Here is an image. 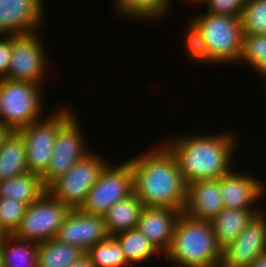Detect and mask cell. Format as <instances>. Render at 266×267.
Listing matches in <instances>:
<instances>
[{"label":"cell","mask_w":266,"mask_h":267,"mask_svg":"<svg viewBox=\"0 0 266 267\" xmlns=\"http://www.w3.org/2000/svg\"><path fill=\"white\" fill-rule=\"evenodd\" d=\"M158 145L129 158L133 193L144 207H169L182 211L187 184L174 155L163 143Z\"/></svg>","instance_id":"cell-1"},{"label":"cell","mask_w":266,"mask_h":267,"mask_svg":"<svg viewBox=\"0 0 266 267\" xmlns=\"http://www.w3.org/2000/svg\"><path fill=\"white\" fill-rule=\"evenodd\" d=\"M179 137V138H178ZM163 144L176 158L186 184L219 179L232 171L238 135L232 131L204 135L187 134Z\"/></svg>","instance_id":"cell-2"},{"label":"cell","mask_w":266,"mask_h":267,"mask_svg":"<svg viewBox=\"0 0 266 267\" xmlns=\"http://www.w3.org/2000/svg\"><path fill=\"white\" fill-rule=\"evenodd\" d=\"M173 267H217L221 248L210 221L198 220L181 213L169 249L163 255Z\"/></svg>","instance_id":"cell-3"},{"label":"cell","mask_w":266,"mask_h":267,"mask_svg":"<svg viewBox=\"0 0 266 267\" xmlns=\"http://www.w3.org/2000/svg\"><path fill=\"white\" fill-rule=\"evenodd\" d=\"M190 19L201 31L211 61L216 64L238 63L243 42L240 16L202 12Z\"/></svg>","instance_id":"cell-4"},{"label":"cell","mask_w":266,"mask_h":267,"mask_svg":"<svg viewBox=\"0 0 266 267\" xmlns=\"http://www.w3.org/2000/svg\"><path fill=\"white\" fill-rule=\"evenodd\" d=\"M42 91L41 85L31 82L0 79L1 123L18 131L42 119L45 110Z\"/></svg>","instance_id":"cell-5"},{"label":"cell","mask_w":266,"mask_h":267,"mask_svg":"<svg viewBox=\"0 0 266 267\" xmlns=\"http://www.w3.org/2000/svg\"><path fill=\"white\" fill-rule=\"evenodd\" d=\"M57 111L18 130L26 146L27 168L31 173L42 175L47 170L57 132L74 114L64 106Z\"/></svg>","instance_id":"cell-6"},{"label":"cell","mask_w":266,"mask_h":267,"mask_svg":"<svg viewBox=\"0 0 266 267\" xmlns=\"http://www.w3.org/2000/svg\"><path fill=\"white\" fill-rule=\"evenodd\" d=\"M95 151L76 162L64 175L53 181L47 192L71 209H79L85 202L90 189L110 163Z\"/></svg>","instance_id":"cell-7"},{"label":"cell","mask_w":266,"mask_h":267,"mask_svg":"<svg viewBox=\"0 0 266 267\" xmlns=\"http://www.w3.org/2000/svg\"><path fill=\"white\" fill-rule=\"evenodd\" d=\"M71 208L45 192L38 200L27 206L16 238L41 244L54 239Z\"/></svg>","instance_id":"cell-8"},{"label":"cell","mask_w":266,"mask_h":267,"mask_svg":"<svg viewBox=\"0 0 266 267\" xmlns=\"http://www.w3.org/2000/svg\"><path fill=\"white\" fill-rule=\"evenodd\" d=\"M132 193L133 172L130 162L126 160L118 166L109 163L79 209L90 215L104 216L113 205Z\"/></svg>","instance_id":"cell-9"},{"label":"cell","mask_w":266,"mask_h":267,"mask_svg":"<svg viewBox=\"0 0 266 267\" xmlns=\"http://www.w3.org/2000/svg\"><path fill=\"white\" fill-rule=\"evenodd\" d=\"M41 42L37 32L11 35V61L5 79L44 84L48 59Z\"/></svg>","instance_id":"cell-10"},{"label":"cell","mask_w":266,"mask_h":267,"mask_svg":"<svg viewBox=\"0 0 266 267\" xmlns=\"http://www.w3.org/2000/svg\"><path fill=\"white\" fill-rule=\"evenodd\" d=\"M74 114L57 132L53 154L47 170L41 175L47 188L64 175L76 162L86 157L91 150L85 144L81 126Z\"/></svg>","instance_id":"cell-11"},{"label":"cell","mask_w":266,"mask_h":267,"mask_svg":"<svg viewBox=\"0 0 266 267\" xmlns=\"http://www.w3.org/2000/svg\"><path fill=\"white\" fill-rule=\"evenodd\" d=\"M266 253V209L256 214L237 239L221 249V267H249Z\"/></svg>","instance_id":"cell-12"},{"label":"cell","mask_w":266,"mask_h":267,"mask_svg":"<svg viewBox=\"0 0 266 267\" xmlns=\"http://www.w3.org/2000/svg\"><path fill=\"white\" fill-rule=\"evenodd\" d=\"M108 236L103 216L90 215L80 209H71L55 238L76 246L86 253Z\"/></svg>","instance_id":"cell-13"},{"label":"cell","mask_w":266,"mask_h":267,"mask_svg":"<svg viewBox=\"0 0 266 267\" xmlns=\"http://www.w3.org/2000/svg\"><path fill=\"white\" fill-rule=\"evenodd\" d=\"M253 176L249 173L232 170L218 179L219 191L225 208L244 210H264L266 208L263 206L264 204L259 206L260 200L264 198L262 196L266 193L265 184L257 176ZM255 204L258 205L255 206Z\"/></svg>","instance_id":"cell-14"},{"label":"cell","mask_w":266,"mask_h":267,"mask_svg":"<svg viewBox=\"0 0 266 267\" xmlns=\"http://www.w3.org/2000/svg\"><path fill=\"white\" fill-rule=\"evenodd\" d=\"M44 0H0V35L37 32L44 23Z\"/></svg>","instance_id":"cell-15"},{"label":"cell","mask_w":266,"mask_h":267,"mask_svg":"<svg viewBox=\"0 0 266 267\" xmlns=\"http://www.w3.org/2000/svg\"><path fill=\"white\" fill-rule=\"evenodd\" d=\"M223 208L218 179L197 180L187 184L183 214L211 221Z\"/></svg>","instance_id":"cell-16"},{"label":"cell","mask_w":266,"mask_h":267,"mask_svg":"<svg viewBox=\"0 0 266 267\" xmlns=\"http://www.w3.org/2000/svg\"><path fill=\"white\" fill-rule=\"evenodd\" d=\"M181 210L169 207H144L137 229L164 255L170 247Z\"/></svg>","instance_id":"cell-17"},{"label":"cell","mask_w":266,"mask_h":267,"mask_svg":"<svg viewBox=\"0 0 266 267\" xmlns=\"http://www.w3.org/2000/svg\"><path fill=\"white\" fill-rule=\"evenodd\" d=\"M263 210L223 208L210 222L218 246L222 249L234 242L252 218Z\"/></svg>","instance_id":"cell-18"},{"label":"cell","mask_w":266,"mask_h":267,"mask_svg":"<svg viewBox=\"0 0 266 267\" xmlns=\"http://www.w3.org/2000/svg\"><path fill=\"white\" fill-rule=\"evenodd\" d=\"M27 172L24 140L18 131H11L0 146V181Z\"/></svg>","instance_id":"cell-19"},{"label":"cell","mask_w":266,"mask_h":267,"mask_svg":"<svg viewBox=\"0 0 266 267\" xmlns=\"http://www.w3.org/2000/svg\"><path fill=\"white\" fill-rule=\"evenodd\" d=\"M143 208L134 193L113 205L103 216L109 236L136 228Z\"/></svg>","instance_id":"cell-20"},{"label":"cell","mask_w":266,"mask_h":267,"mask_svg":"<svg viewBox=\"0 0 266 267\" xmlns=\"http://www.w3.org/2000/svg\"><path fill=\"white\" fill-rule=\"evenodd\" d=\"M47 188L40 174L27 172L23 175L0 181V198H10L30 205L38 200Z\"/></svg>","instance_id":"cell-21"},{"label":"cell","mask_w":266,"mask_h":267,"mask_svg":"<svg viewBox=\"0 0 266 267\" xmlns=\"http://www.w3.org/2000/svg\"><path fill=\"white\" fill-rule=\"evenodd\" d=\"M85 253L56 238L38 244L37 267H70Z\"/></svg>","instance_id":"cell-22"},{"label":"cell","mask_w":266,"mask_h":267,"mask_svg":"<svg viewBox=\"0 0 266 267\" xmlns=\"http://www.w3.org/2000/svg\"><path fill=\"white\" fill-rule=\"evenodd\" d=\"M3 267H37L38 244L4 235L1 241Z\"/></svg>","instance_id":"cell-23"},{"label":"cell","mask_w":266,"mask_h":267,"mask_svg":"<svg viewBox=\"0 0 266 267\" xmlns=\"http://www.w3.org/2000/svg\"><path fill=\"white\" fill-rule=\"evenodd\" d=\"M114 237L120 243L126 260L130 265H139L142 262L147 263L154 255L162 256L149 239L137 228L117 233Z\"/></svg>","instance_id":"cell-24"},{"label":"cell","mask_w":266,"mask_h":267,"mask_svg":"<svg viewBox=\"0 0 266 267\" xmlns=\"http://www.w3.org/2000/svg\"><path fill=\"white\" fill-rule=\"evenodd\" d=\"M170 0H115L117 12L131 19H139L140 21H148L160 19L161 16L168 14L171 8ZM142 19V20H141Z\"/></svg>","instance_id":"cell-25"},{"label":"cell","mask_w":266,"mask_h":267,"mask_svg":"<svg viewBox=\"0 0 266 267\" xmlns=\"http://www.w3.org/2000/svg\"><path fill=\"white\" fill-rule=\"evenodd\" d=\"M94 267H125L130 265L114 236H108L85 253Z\"/></svg>","instance_id":"cell-26"},{"label":"cell","mask_w":266,"mask_h":267,"mask_svg":"<svg viewBox=\"0 0 266 267\" xmlns=\"http://www.w3.org/2000/svg\"><path fill=\"white\" fill-rule=\"evenodd\" d=\"M247 63L266 81V35L243 34L242 52L237 64ZM266 84V82H265Z\"/></svg>","instance_id":"cell-27"},{"label":"cell","mask_w":266,"mask_h":267,"mask_svg":"<svg viewBox=\"0 0 266 267\" xmlns=\"http://www.w3.org/2000/svg\"><path fill=\"white\" fill-rule=\"evenodd\" d=\"M240 18L243 34L266 35V0H248Z\"/></svg>","instance_id":"cell-28"},{"label":"cell","mask_w":266,"mask_h":267,"mask_svg":"<svg viewBox=\"0 0 266 267\" xmlns=\"http://www.w3.org/2000/svg\"><path fill=\"white\" fill-rule=\"evenodd\" d=\"M27 204L10 198H0V230L13 235L25 215Z\"/></svg>","instance_id":"cell-29"},{"label":"cell","mask_w":266,"mask_h":267,"mask_svg":"<svg viewBox=\"0 0 266 267\" xmlns=\"http://www.w3.org/2000/svg\"><path fill=\"white\" fill-rule=\"evenodd\" d=\"M184 31L186 33L184 36L185 38H183V44L185 45L183 48H185L184 52L187 54L188 59L191 60V62L194 61L198 64H213L206 50L201 31L198 29V27L190 20L187 23V28H185Z\"/></svg>","instance_id":"cell-30"},{"label":"cell","mask_w":266,"mask_h":267,"mask_svg":"<svg viewBox=\"0 0 266 267\" xmlns=\"http://www.w3.org/2000/svg\"><path fill=\"white\" fill-rule=\"evenodd\" d=\"M248 0H206L207 11L204 13L227 16H241Z\"/></svg>","instance_id":"cell-31"},{"label":"cell","mask_w":266,"mask_h":267,"mask_svg":"<svg viewBox=\"0 0 266 267\" xmlns=\"http://www.w3.org/2000/svg\"><path fill=\"white\" fill-rule=\"evenodd\" d=\"M11 61V35H0V79L7 77Z\"/></svg>","instance_id":"cell-32"},{"label":"cell","mask_w":266,"mask_h":267,"mask_svg":"<svg viewBox=\"0 0 266 267\" xmlns=\"http://www.w3.org/2000/svg\"><path fill=\"white\" fill-rule=\"evenodd\" d=\"M70 267H94L91 263L90 258L84 254L82 257H80L74 264H72Z\"/></svg>","instance_id":"cell-33"},{"label":"cell","mask_w":266,"mask_h":267,"mask_svg":"<svg viewBox=\"0 0 266 267\" xmlns=\"http://www.w3.org/2000/svg\"><path fill=\"white\" fill-rule=\"evenodd\" d=\"M249 267H266V253L257 258Z\"/></svg>","instance_id":"cell-34"},{"label":"cell","mask_w":266,"mask_h":267,"mask_svg":"<svg viewBox=\"0 0 266 267\" xmlns=\"http://www.w3.org/2000/svg\"><path fill=\"white\" fill-rule=\"evenodd\" d=\"M10 132L11 130L0 122V146L3 143V140L8 136Z\"/></svg>","instance_id":"cell-35"},{"label":"cell","mask_w":266,"mask_h":267,"mask_svg":"<svg viewBox=\"0 0 266 267\" xmlns=\"http://www.w3.org/2000/svg\"><path fill=\"white\" fill-rule=\"evenodd\" d=\"M206 0H186V2H190V3H192V5H203V3L205 2Z\"/></svg>","instance_id":"cell-36"},{"label":"cell","mask_w":266,"mask_h":267,"mask_svg":"<svg viewBox=\"0 0 266 267\" xmlns=\"http://www.w3.org/2000/svg\"><path fill=\"white\" fill-rule=\"evenodd\" d=\"M1 241H2V236H0V267H3V258H2V251H1Z\"/></svg>","instance_id":"cell-37"},{"label":"cell","mask_w":266,"mask_h":267,"mask_svg":"<svg viewBox=\"0 0 266 267\" xmlns=\"http://www.w3.org/2000/svg\"><path fill=\"white\" fill-rule=\"evenodd\" d=\"M5 234L0 230V236H4Z\"/></svg>","instance_id":"cell-38"}]
</instances>
